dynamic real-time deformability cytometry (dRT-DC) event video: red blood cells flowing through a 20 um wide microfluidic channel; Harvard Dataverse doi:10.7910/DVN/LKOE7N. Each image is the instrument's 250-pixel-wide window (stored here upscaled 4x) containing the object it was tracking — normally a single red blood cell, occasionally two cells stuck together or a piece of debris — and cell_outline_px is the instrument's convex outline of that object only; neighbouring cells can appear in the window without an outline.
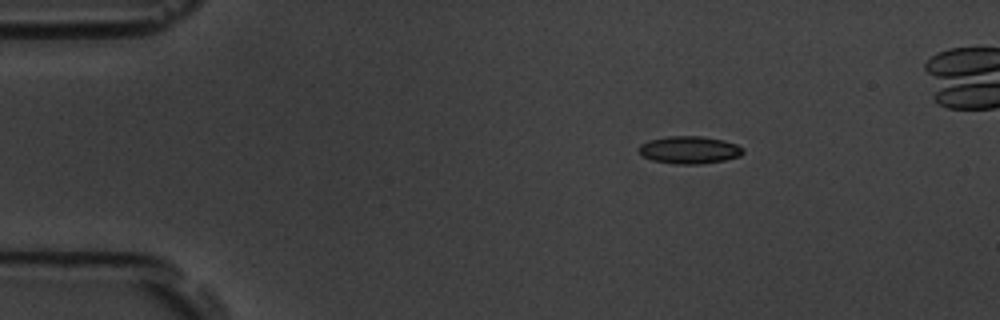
{"species": "common noctule bat (a hibernating species)", "species_latin": "Nyctalus noctula", "temperature_condition": "room temperature", "stored_images_in_passage": 5, "camera_frame_rate_fps": 3000, "um_per_image_px": 0.085, "animal": {"sex": "male", "body_mass_g": 19.5, "forearm_length_mm": 54.6}, "frame": {"image": 1, "passage_image": 1, "time_ms": 0.0, "image_size_px": [1000, 320], "cell_outline_px": [[744, 152], [740, 156], [724, 160], [700, 164], [676, 164], [652, 160], [640, 156], [636, 152], [636, 148], [640, 144], [648, 140], [668, 136], [700, 136], [724, 140], [736, 144], [744, 148]], "centroid_in_image_um": [58.54, 12.74], "position_along_channel_um": 26.5, "area_um2": 16.99}}
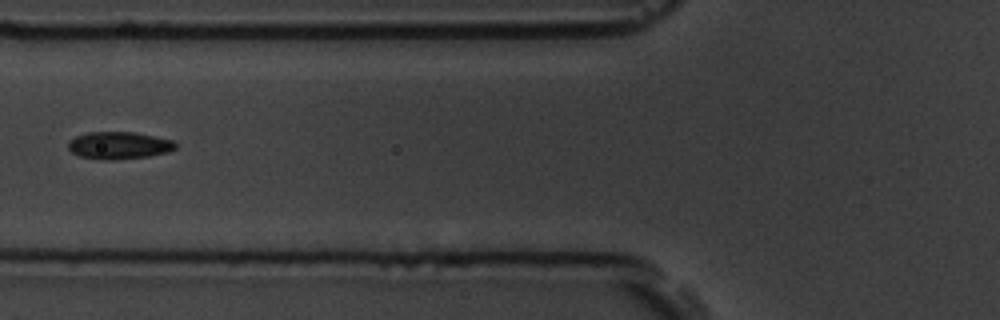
{"frame": {"image": 2, "passage_image": 5, "time_ms": 4.333, "image_size_px": [1000, 320], "cell_outline_px": [[176, 148], [168, 152], [148, 156], [112, 160], [108, 160], [80, 156], [72, 152], [68, 148], [68, 140], [76, 136], [88, 132], [136, 132], [172, 140], [176, 144]], "centroid_in_image_um": [10.1, 12.35], "position_along_channel_um": 115.7, "area_um2": 16.99}}